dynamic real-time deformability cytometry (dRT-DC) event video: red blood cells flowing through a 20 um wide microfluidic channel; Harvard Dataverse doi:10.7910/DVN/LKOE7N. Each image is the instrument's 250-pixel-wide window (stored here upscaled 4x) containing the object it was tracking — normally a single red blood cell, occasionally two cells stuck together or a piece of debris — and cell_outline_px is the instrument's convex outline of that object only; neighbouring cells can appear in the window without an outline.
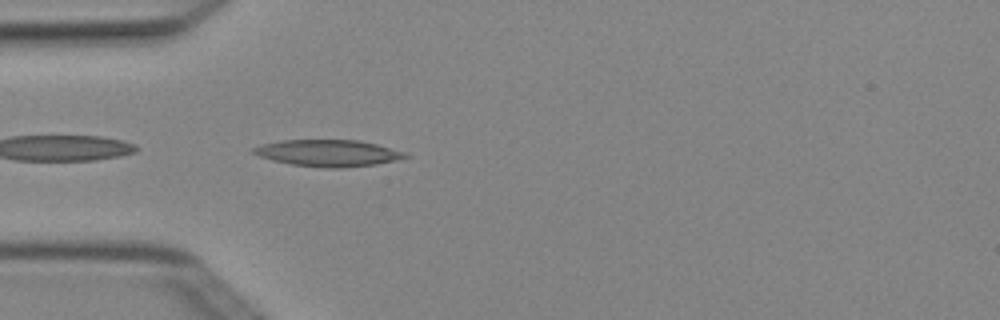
{"species": "Egyptian fruit bat (a non-hibernating species)", "species_latin": "Rousettus aegyptiacus", "temperature_condition": "cold", "stored_images_in_passage": 4, "camera_frame_rate_fps": 3000, "um_per_image_px": 0.085, "animal": {"sex": "female"}, "frame": {"image": 1, "passage_image": 4, "time_ms": 1.0, "image_size_px": [1000, 320], "cell_outline_px": [[412, 156], [396, 160], [376, 164], [340, 168], [328, 168], [292, 164], [272, 160], [260, 156], [252, 152], [252, 148], [260, 144], [280, 140], [360, 140], [408, 152]], "centroid_in_image_um": [27.93, 13.0], "position_along_channel_um": 57.1, "area_um2": 23.64}}